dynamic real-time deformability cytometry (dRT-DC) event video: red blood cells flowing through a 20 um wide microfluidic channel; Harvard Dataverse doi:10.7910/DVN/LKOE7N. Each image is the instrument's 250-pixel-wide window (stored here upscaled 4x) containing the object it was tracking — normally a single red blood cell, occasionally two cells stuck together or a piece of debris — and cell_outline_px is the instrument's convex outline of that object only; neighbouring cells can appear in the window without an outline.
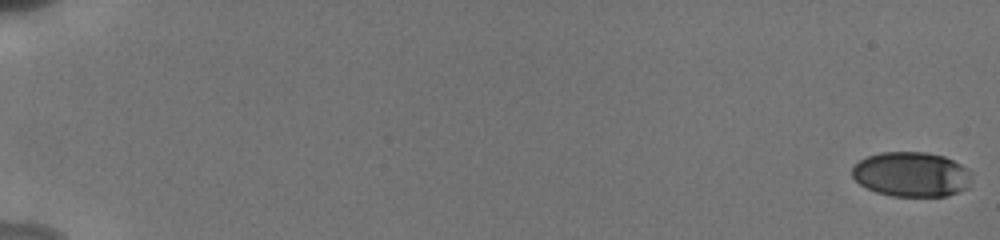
{"species": "human", "species_latin": "Homo sapiens", "temperature_condition": "cold", "stored_images_in_passage": 47, "camera_frame_rate_fps": 3000, "um_per_image_px": 0.085, "donor": {"sex": "male"}, "frame": {"image": 1, "passage_image": 1, "time_ms": 0.0, "image_size_px": [1000, 240], "cell_outline_px": [[972, 176], [968, 188], [960, 192], [948, 196], [892, 196], [876, 192], [860, 184], [852, 176], [852, 168], [860, 160], [868, 156], [880, 152], [924, 152], [944, 156], [968, 168], [972, 172]], "centroid_in_image_um": [77.51, 14.82], "position_along_channel_um": 7.5, "area_um2": 31.39}}
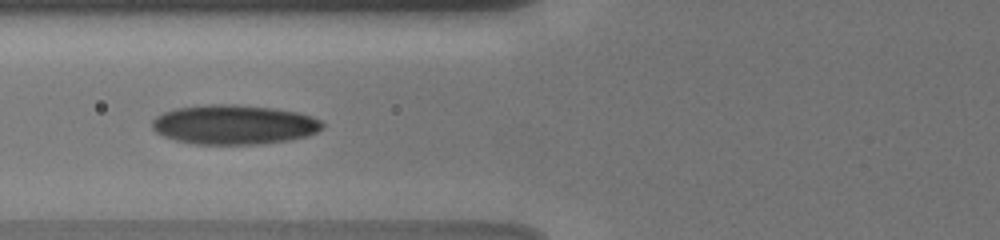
{"frame": {"image": 2, "passage_image": 21, "time_ms": 8.0, "image_size_px": [1000, 240], "cell_outline_px": [[324, 128], [308, 136], [288, 140], [260, 144], [196, 144], [176, 140], [164, 136], [156, 132], [152, 128], [152, 120], [156, 116], [164, 112], [176, 108], [204, 104], [236, 104], [272, 108], [296, 112], [312, 116], [320, 120], [324, 124]], "centroid_in_image_um": [19.89, 10.59], "position_along_channel_um": 105.9, "area_um2": 39.3}}
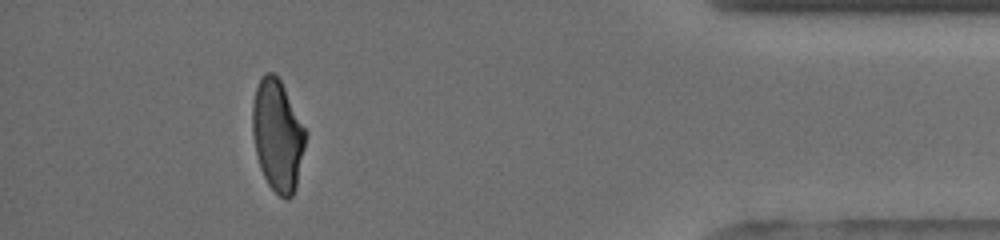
{"frame": {"image": 3, "passage_image": 43, "time_ms": 17.0, "image_size_px": [1000, 240], "cell_outline_px": [[308, 136], [296, 188], [292, 196], [288, 200], [284, 200], [268, 184], [260, 168], [256, 156], [252, 132], [252, 104], [256, 88], [264, 72], [272, 72], [280, 80], [308, 132]], "centroid_in_image_um": [23.61, 11.53], "position_along_channel_um": 411.6, "area_um2": 34.91}, "authors_computed_cell_mechanics": {"area_um2": 35.0268, "velocity_mm_per_s": 3.8493, "shape_relaxation_time_tau1_ms": 4.4394, "shape_relaxation_time_tau2_ms": 1.3023, "deformation_change_tau1": 0.1389, "deformation_change_tau2": 0.0636}}